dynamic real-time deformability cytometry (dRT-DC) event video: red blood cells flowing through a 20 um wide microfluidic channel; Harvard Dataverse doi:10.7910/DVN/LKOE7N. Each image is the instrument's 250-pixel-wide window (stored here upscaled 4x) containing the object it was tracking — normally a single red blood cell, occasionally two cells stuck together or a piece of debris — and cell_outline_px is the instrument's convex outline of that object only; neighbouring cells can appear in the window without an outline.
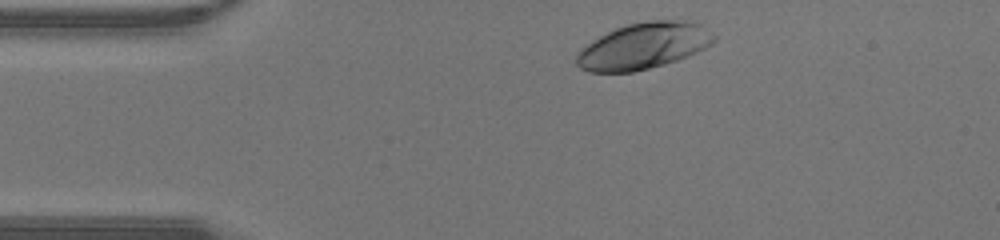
{"species": "human", "species_latin": "Homo sapiens", "temperature_condition": "warm", "stored_images_in_passage": 29, "camera_frame_rate_fps": 3000, "um_per_image_px": 0.085, "donor": {"sex": "male"}, "frame": {"image": 1, "passage_image": 2, "time_ms": 0.333, "image_size_px": [1000, 240], "cell_outline_px": [[716, 40], [712, 44], [688, 56], [664, 64], [632, 72], [588, 72], [580, 68], [576, 64], [576, 52], [580, 48], [592, 40], [616, 28], [628, 24], [648, 20], [692, 20], [700, 24], [716, 36]], "centroid_in_image_um": [54.69, 3.9], "position_along_channel_um": 30.3, "area_um2": 37.17}}
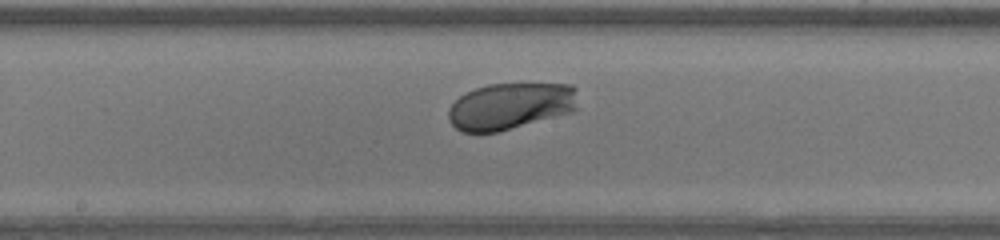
{"frame": {"image": 2, "passage_image": 16, "time_ms": 5.0, "image_size_px": [1000, 240], "cell_outline_px": [[576, 108], [572, 112], [500, 132], [460, 132], [448, 120], [448, 108], [460, 96], [476, 88], [488, 84], [572, 84], [576, 88]], "centroid_in_image_um": [43.38, 9.03], "position_along_channel_um": 204.8, "area_um2": 35.32}}
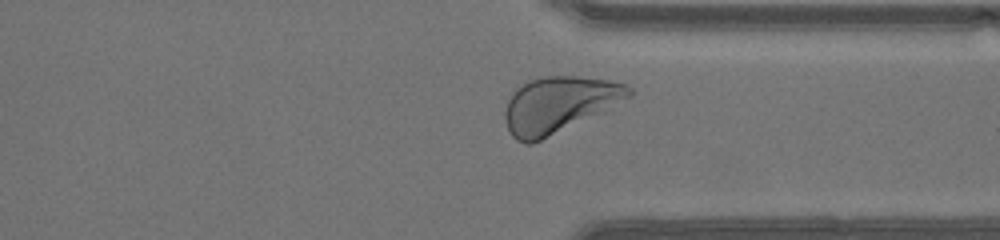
{"frame": {"image": 3, "passage_image": 26, "time_ms": 8.333, "image_size_px": [1000, 240], "cell_outline_px": [[632, 96], [604, 112], [532, 144], [524, 144], [516, 140], [508, 132], [504, 116], [504, 112], [508, 100], [516, 88], [532, 80], [544, 76], [576, 76], [608, 80], [624, 84], [632, 88]], "centroid_in_image_um": [47.51, 8.91], "position_along_channel_um": 363.9, "area_um2": 40.58}}